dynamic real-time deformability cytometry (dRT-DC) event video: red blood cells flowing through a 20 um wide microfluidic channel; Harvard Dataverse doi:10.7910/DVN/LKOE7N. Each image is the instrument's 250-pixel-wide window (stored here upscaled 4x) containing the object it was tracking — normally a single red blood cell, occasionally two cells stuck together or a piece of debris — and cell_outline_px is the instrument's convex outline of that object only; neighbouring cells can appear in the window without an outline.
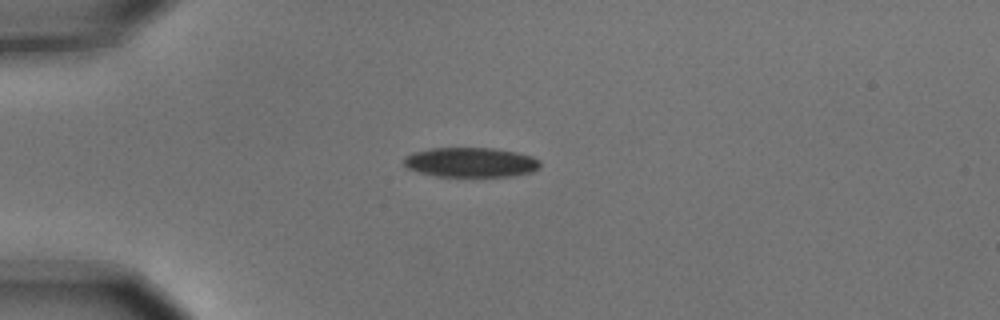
{"species": "common noctule bat (a hibernating species)", "species_latin": "Nyctalus noctula", "temperature_condition": "cold", "stored_images_in_passage": 5, "camera_frame_rate_fps": 3000, "um_per_image_px": 0.085, "animal": {"sex": "male", "body_mass_g": 15.6}, "frame": {"image": 1, "passage_image": 1, "time_ms": 0.0, "image_size_px": [1000, 320], "cell_outline_px": [[540, 168], [532, 172], [512, 176], [436, 176], [420, 172], [408, 168], [404, 164], [404, 156], [412, 152], [432, 148], [492, 148], [516, 152], [532, 156], [540, 160]], "centroid_in_image_um": [40.03, 13.79], "position_along_channel_um": 45.0, "area_um2": 23.58}}
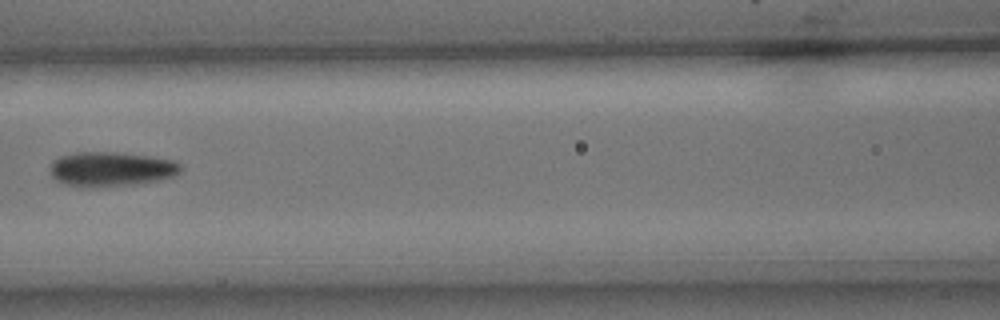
{"frame": {"image": 2, "passage_image": 4, "time_ms": 1.0, "image_size_px": [1000, 320], "cell_outline_px": [[184, 168], [180, 172], [172, 176], [160, 180], [140, 184], [96, 188], [84, 188], [64, 184], [56, 180], [52, 176], [52, 160], [60, 156], [76, 152], [116, 152], [148, 156], [176, 160]], "centroid_in_image_um": [9.47, 14.39], "position_along_channel_um": 157.1, "area_um2": 26.76}}
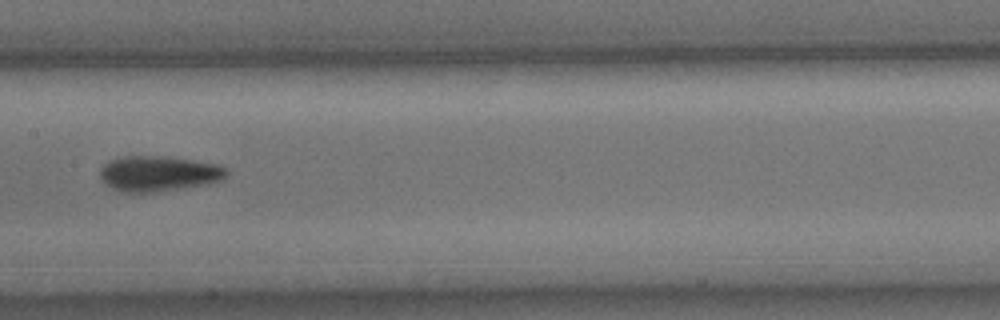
{"frame": {"image": 3, "passage_image": 5, "time_ms": 1.333, "image_size_px": [1000, 320], "cell_outline_px": [[228, 172], [220, 180], [204, 184], [180, 188], [152, 192], [120, 192], [112, 188], [100, 176], [100, 168], [108, 160], [124, 156], [164, 156], [220, 164], [228, 168]], "centroid_in_image_um": [13.47, 14.74], "position_along_channel_um": 193.9, "area_um2": 25.89}}